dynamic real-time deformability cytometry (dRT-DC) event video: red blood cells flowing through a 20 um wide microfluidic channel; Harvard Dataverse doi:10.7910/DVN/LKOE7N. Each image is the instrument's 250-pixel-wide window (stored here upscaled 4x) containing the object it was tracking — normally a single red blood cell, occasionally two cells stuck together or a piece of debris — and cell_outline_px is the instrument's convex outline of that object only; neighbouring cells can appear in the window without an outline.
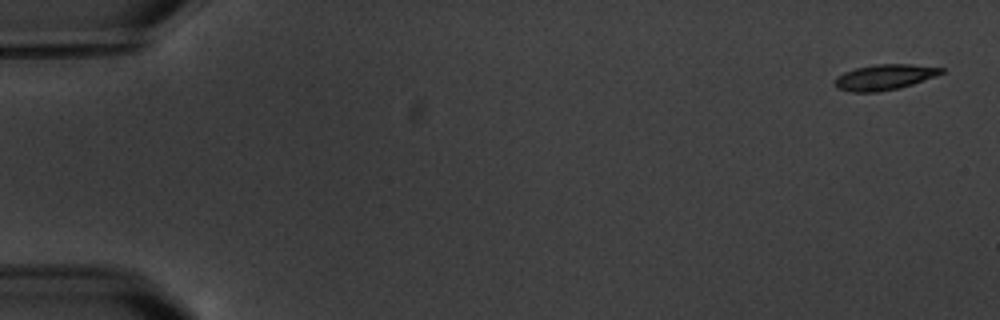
{"species": "common noctule bat (a hibernating species)", "species_latin": "Nyctalus noctula", "temperature_condition": "warm", "stored_images_in_passage": 5, "camera_frame_rate_fps": 3000, "um_per_image_px": 0.085, "animal": {"sex": "male", "body_mass_g": 20.1, "forearm_length_mm": 53.5}, "frame": {"image": 1, "passage_image": 1, "time_ms": 0.0, "image_size_px": [1000, 320], "cell_outline_px": [[944, 72], [912, 84], [900, 88], [876, 92], [852, 92], [836, 88], [836, 76], [844, 72], [856, 68], [876, 64], [908, 64], [944, 68]], "centroid_in_image_um": [75.15, 6.56], "position_along_channel_um": 9.9, "area_um2": 15.61}}
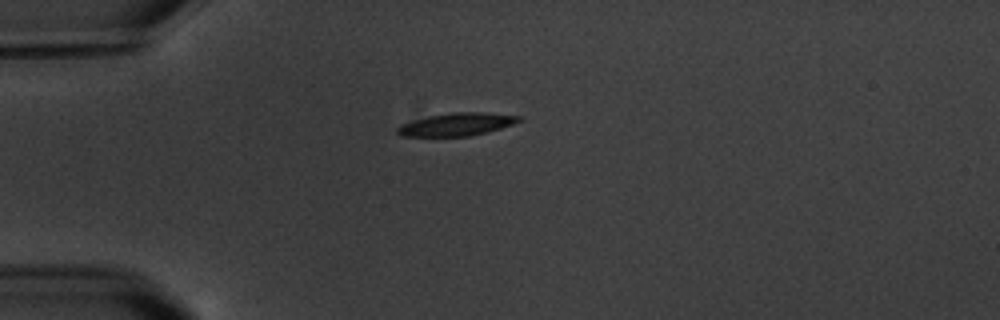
{"frame": {"image": 2, "passage_image": 5, "time_ms": 4.667, "image_size_px": [1000, 320], "cell_outline_px": [[524, 116], [520, 120], [512, 124], [500, 128], [468, 136], [400, 136], [396, 132], [396, 128], [400, 124], [428, 116], [452, 112], [484, 112]], "centroid_in_image_um": [38.79, 10.56], "position_along_channel_um": 46.2, "area_um2": 16.07}}